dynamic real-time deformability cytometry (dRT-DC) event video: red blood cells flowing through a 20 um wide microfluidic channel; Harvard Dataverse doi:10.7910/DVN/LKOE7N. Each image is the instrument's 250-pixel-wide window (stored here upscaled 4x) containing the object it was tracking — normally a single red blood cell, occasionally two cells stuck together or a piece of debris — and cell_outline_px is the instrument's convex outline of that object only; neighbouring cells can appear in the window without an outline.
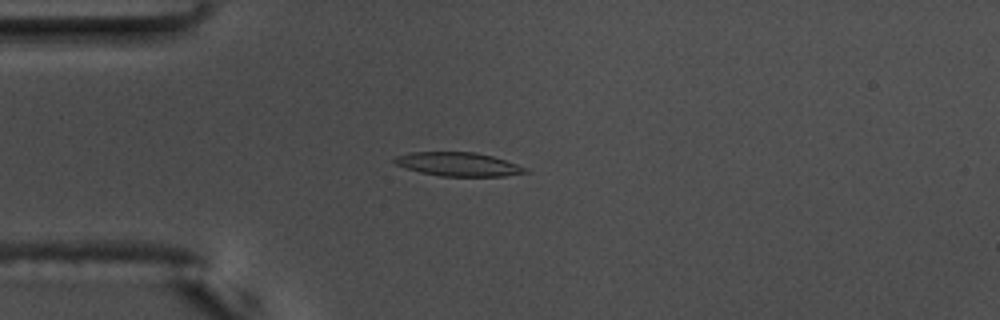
{"species": "common noctule bat (a hibernating species)", "species_latin": "Nyctalus noctula", "temperature_condition": "warm", "stored_images_in_passage": 56, "camera_frame_rate_fps": 3000, "um_per_image_px": 0.085, "animal": {"sex": "male", "body_mass_g": 17.5, "forearm_length_mm": 52.3}, "frame": {"image": 1, "passage_image": 15, "time_ms": 4.667, "image_size_px": [1000, 320], "cell_outline_px": [[528, 172], [504, 176], [440, 176], [420, 172], [396, 164], [392, 160], [396, 156], [408, 152], [476, 152], [492, 156], [528, 168]], "centroid_in_image_um": [38.94, 13.95], "position_along_channel_um": 46.1, "area_um2": 17.98}}
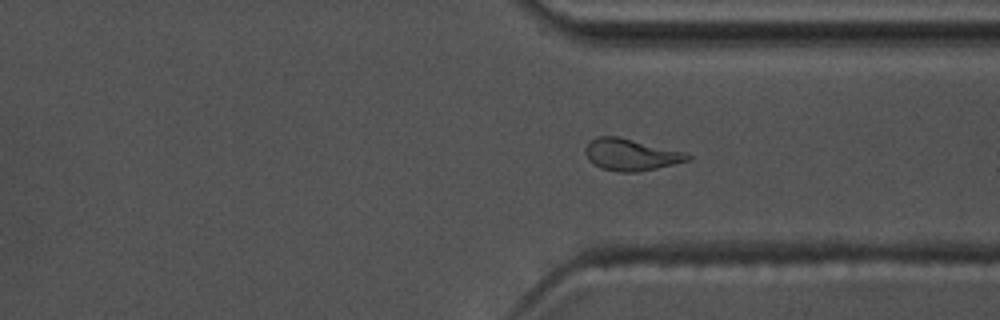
{"frame": {"image": 2, "passage_image": 42, "time_ms": 13.667, "image_size_px": [1000, 320], "cell_outline_px": [[692, 160], [640, 172], [620, 172], [600, 168], [592, 164], [588, 160], [584, 152], [584, 148], [596, 136], [616, 136], [688, 152], [692, 156]], "centroid_in_image_um": [53.66, 13.16], "position_along_channel_um": 357.7, "area_um2": 19.25}}
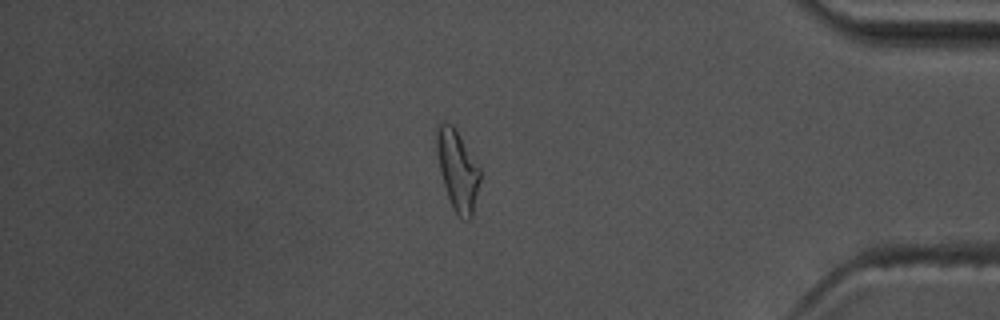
{"frame": {"image": 3, "passage_image": 48, "time_ms": 15.667, "image_size_px": [1000, 320], "cell_outline_px": [[480, 180], [472, 216], [468, 220], [464, 220], [452, 208], [444, 184], [436, 152], [436, 128], [444, 120], [448, 120], [456, 128], [480, 168]], "centroid_in_image_um": [38.88, 14.41], "position_along_channel_um": 396.3, "area_um2": 20.23}, "authors_computed_cell_mechanics": {"area_um2": 18.4671, "velocity_mm_per_s": 3.6351, "shape_relaxation_time_tau1_ms": 5.7753, "shape_relaxation_time_tau2_ms": 3.2344, "deformation_change_tau1": 0.186, "deformation_change_tau2": 0.1071}}